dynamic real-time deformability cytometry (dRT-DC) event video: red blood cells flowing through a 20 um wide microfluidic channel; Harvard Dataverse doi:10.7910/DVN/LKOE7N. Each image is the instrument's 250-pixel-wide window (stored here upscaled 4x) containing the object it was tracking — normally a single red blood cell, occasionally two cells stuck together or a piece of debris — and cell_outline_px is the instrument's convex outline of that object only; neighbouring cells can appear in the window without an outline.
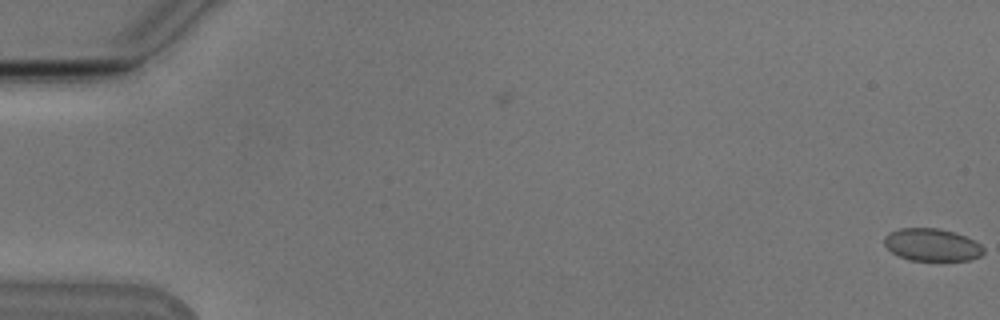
{"species": "Egyptian fruit bat (a non-hibernating species)", "species_latin": "Rousettus aegyptiacus", "temperature_condition": "cold", "stored_images_in_passage": 5, "camera_frame_rate_fps": 3000, "um_per_image_px": 0.085, "animal": {"sex": "male"}, "frame": {"image": 1, "passage_image": 5, "time_ms": 1.333, "image_size_px": [1000, 320], "cell_outline_px": [[984, 252], [980, 256], [968, 260], [908, 260], [892, 252], [884, 244], [884, 236], [888, 232], [900, 228], [936, 228], [956, 232], [980, 244], [984, 248]], "centroid_in_image_um": [79.19, 20.8], "position_along_channel_um": 5.8, "area_um2": 18.73}}